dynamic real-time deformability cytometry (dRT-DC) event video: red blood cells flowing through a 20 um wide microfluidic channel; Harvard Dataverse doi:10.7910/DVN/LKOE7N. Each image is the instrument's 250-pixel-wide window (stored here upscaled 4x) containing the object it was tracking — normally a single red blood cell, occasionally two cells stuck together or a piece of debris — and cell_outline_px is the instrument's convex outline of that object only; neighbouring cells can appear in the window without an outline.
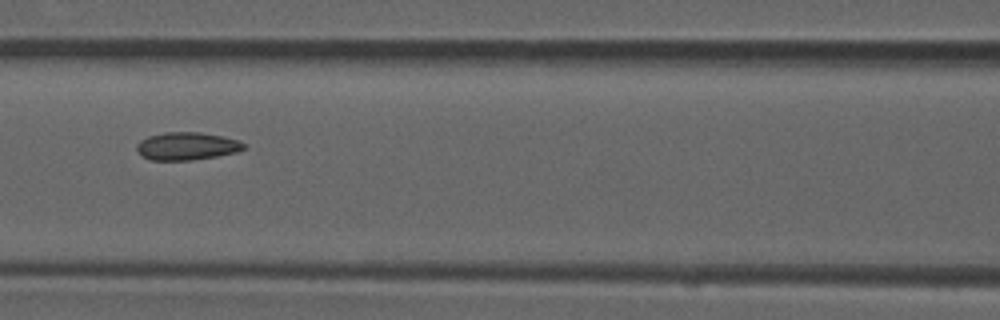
{"species": "common noctule bat (a hibernating species)", "species_latin": "Nyctalus noctula", "temperature_condition": "room temperature", "stored_images_in_passage": 6, "camera_frame_rate_fps": 3000, "um_per_image_px": 0.085, "animal": {"sex": "male", "forearm_length_mm": 52.5}, "frame": {"image": 1, "passage_image": 4, "time_ms": 1.0, "image_size_px": [1000, 320], "cell_outline_px": [[244, 148], [236, 152], [216, 156], [192, 160], [152, 160], [140, 156], [136, 148], [136, 144], [140, 140], [148, 136], [164, 132], [200, 132], [224, 136], [240, 140], [244, 144]], "centroid_in_image_um": [15.85, 12.41], "position_along_channel_um": 150.7, "area_um2": 17.46}}
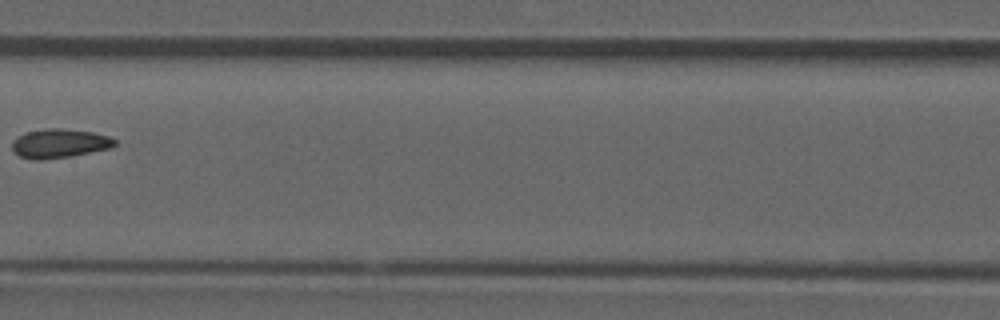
{"frame": {"image": 2, "passage_image": 5, "time_ms": 1.333, "image_size_px": [1000, 320], "cell_outline_px": [[116, 144], [112, 148], [68, 156], [40, 160], [32, 160], [20, 156], [12, 152], [12, 140], [24, 132], [52, 128], [60, 128], [92, 132], [108, 136], [116, 140]], "centroid_in_image_um": [5.02, 12.19], "position_along_channel_um": 202.4, "area_um2": 17.34}}
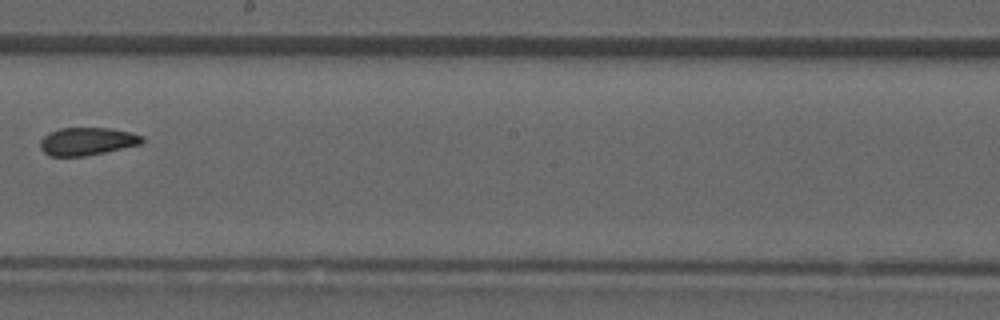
{"frame": {"image": 3, "passage_image": 6, "time_ms": 1.667, "image_size_px": [1000, 320], "cell_outline_px": [[144, 140], [140, 144], [104, 152], [84, 156], [48, 156], [40, 148], [40, 140], [44, 136], [60, 128], [108, 128], [128, 132], [144, 136]], "centroid_in_image_um": [7.38, 12.02], "position_along_channel_um": 240.8, "area_um2": 16.3}}